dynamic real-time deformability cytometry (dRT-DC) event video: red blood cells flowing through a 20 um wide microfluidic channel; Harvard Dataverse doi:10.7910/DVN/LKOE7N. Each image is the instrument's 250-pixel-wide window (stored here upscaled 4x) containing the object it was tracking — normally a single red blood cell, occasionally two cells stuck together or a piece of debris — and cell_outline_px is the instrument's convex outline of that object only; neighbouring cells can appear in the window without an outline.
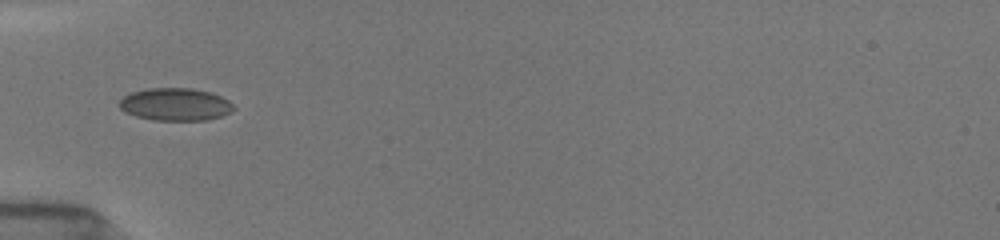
{"species": "common noctule bat (a hibernating species)", "species_latin": "Nyctalus noctula", "temperature_condition": "room temperature", "stored_images_in_passage": 31, "camera_frame_rate_fps": 3000, "um_per_image_px": 0.085, "animal": {"sex": "female", "body_mass_g": 19.5, "forearm_length_mm": 54.1}, "frame": {"image": 1, "passage_image": 1, "time_ms": 0.0, "image_size_px": [1000, 240], "cell_outline_px": [[236, 108], [232, 112], [208, 120], [152, 120], [136, 116], [124, 112], [120, 108], [120, 100], [124, 96], [132, 92], [148, 88], [192, 88], [212, 92], [228, 100]], "centroid_in_image_um": [14.92, 8.87], "position_along_channel_um": 70.1, "area_um2": 21.79}}
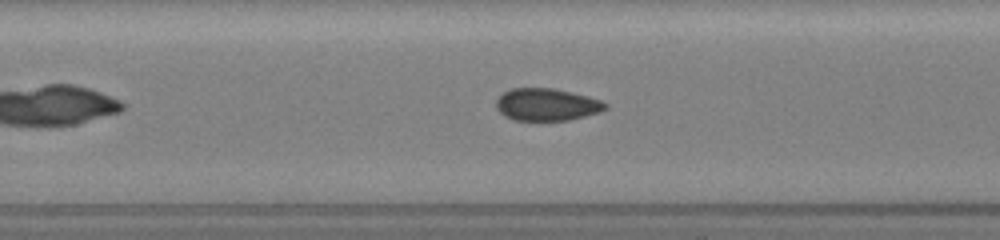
{"frame": {"image": 2, "passage_image": 8, "time_ms": 2.333, "image_size_px": [1000, 240], "cell_outline_px": [[608, 108], [600, 112], [568, 120], [512, 120], [504, 116], [496, 108], [496, 100], [504, 92], [512, 88], [552, 88], [588, 96], [600, 100], [608, 104]], "centroid_in_image_um": [46.47, 8.89], "position_along_channel_um": 160.9, "area_um2": 20.52}}
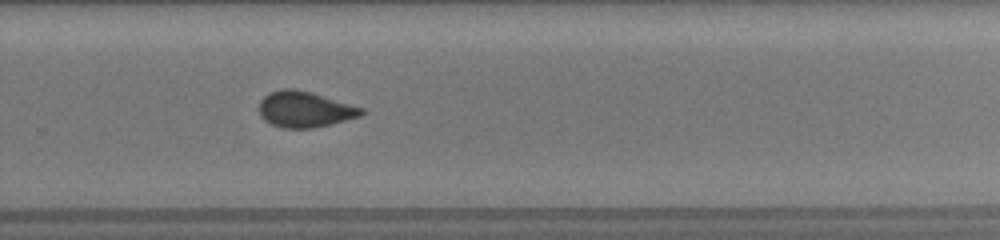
{"frame": {"image": 3, "passage_image": 19, "time_ms": 6.0, "image_size_px": [1000, 240], "cell_outline_px": [[364, 112], [360, 116], [332, 124], [312, 128], [284, 128], [272, 124], [264, 120], [260, 116], [260, 100], [268, 92], [280, 88], [296, 88], [312, 92], [364, 108]], "centroid_in_image_um": [25.89, 9.28], "position_along_channel_um": 303.9, "area_um2": 21.56}, "authors_computed_cell_mechanics": {"area_um2": 21.0392, "velocity_mm_per_s": 3.9224, "shape_relaxation_time_tau1_ms": 4.0518, "shape_relaxation_time_tau2_ms": 1.1567, "deformation_change_tau1": 0.0996, "deformation_change_tau2": 0.0624}}